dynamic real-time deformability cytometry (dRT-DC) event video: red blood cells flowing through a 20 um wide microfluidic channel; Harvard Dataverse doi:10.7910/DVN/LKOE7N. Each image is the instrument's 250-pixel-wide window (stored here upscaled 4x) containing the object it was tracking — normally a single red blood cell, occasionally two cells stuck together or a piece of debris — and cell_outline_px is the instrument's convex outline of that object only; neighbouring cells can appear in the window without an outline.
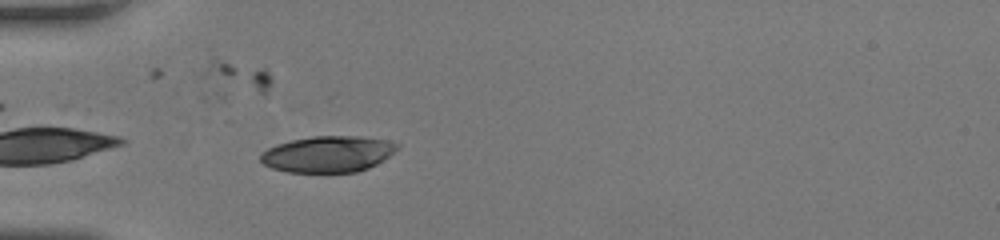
{"species": "human", "species_latin": "Homo sapiens", "temperature_condition": "room temperature", "stored_images_in_passage": 24, "camera_frame_rate_fps": 3000, "um_per_image_px": 0.085, "donor": {"sex": "female"}, "frame": {"image": 1, "passage_image": 1, "time_ms": 0.0, "image_size_px": [1000, 240], "cell_outline_px": [[400, 144], [388, 156], [376, 164], [368, 168], [356, 172], [288, 172], [272, 168], [264, 164], [260, 160], [260, 152], [276, 144], [292, 140], [312, 136], [360, 136], [388, 140]], "centroid_in_image_um": [27.84, 13.09], "position_along_channel_um": 57.2, "area_um2": 28.78}}
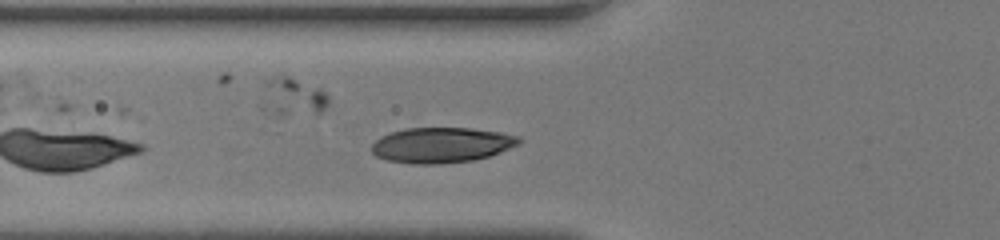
{"frame": {"image": 2, "passage_image": 4, "time_ms": 1.0, "image_size_px": [1000, 240], "cell_outline_px": [[524, 140], [520, 144], [500, 152], [488, 156], [472, 160], [440, 164], [412, 164], [384, 160], [376, 156], [372, 152], [372, 144], [380, 136], [388, 132], [404, 128], [472, 128], [500, 132], [520, 136]], "centroid_in_image_um": [37.52, 12.32], "position_along_channel_um": 88.3, "area_um2": 30.69}}